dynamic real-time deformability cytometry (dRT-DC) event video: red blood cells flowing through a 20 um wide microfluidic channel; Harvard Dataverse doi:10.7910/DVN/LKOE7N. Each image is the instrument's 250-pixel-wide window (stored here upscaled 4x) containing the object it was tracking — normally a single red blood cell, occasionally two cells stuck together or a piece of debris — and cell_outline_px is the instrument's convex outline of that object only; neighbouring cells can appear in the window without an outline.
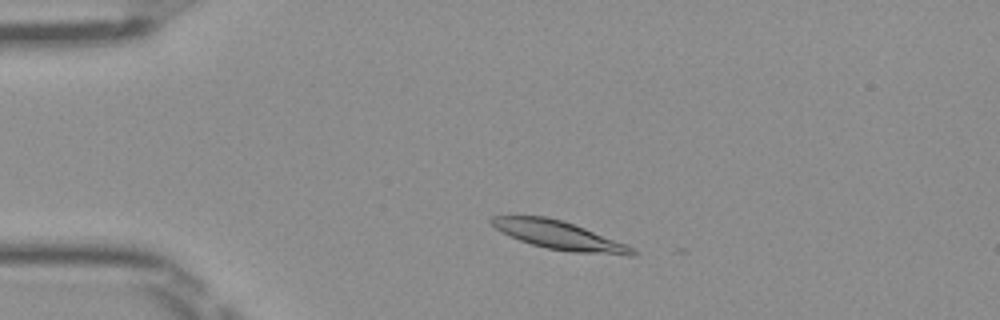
{"species": "Egyptian fruit bat (a non-hibernating species)", "species_latin": "Rousettus aegyptiacus", "temperature_condition": "room temperature", "stored_images_in_passage": 41, "camera_frame_rate_fps": 3000, "um_per_image_px": 0.085, "frame": {"image": 1, "passage_image": 1, "time_ms": 0.0, "image_size_px": [1000, 320], "cell_outline_px": [[636, 256], [628, 256], [572, 252], [548, 248], [532, 244], [520, 240], [496, 228], [488, 220], [492, 216], [544, 216], [564, 220], [624, 244], [632, 248], [636, 252]], "centroid_in_image_um": [47.53, 20.0], "position_along_channel_um": 37.5, "area_um2": 22.89}}
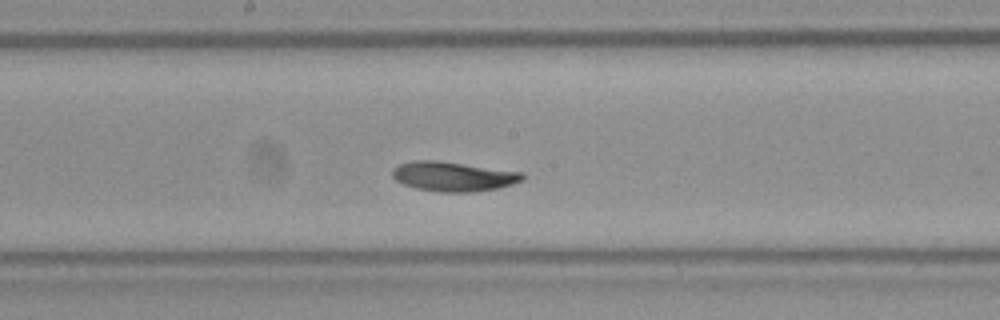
{"frame": {"image": 2, "passage_image": 17, "time_ms": 5.333, "image_size_px": [1000, 320], "cell_outline_px": [[524, 180], [500, 188], [472, 192], [440, 192], [416, 188], [404, 184], [396, 180], [392, 176], [392, 168], [400, 164], [412, 160], [436, 160], [524, 172]], "centroid_in_image_um": [38.54, 14.99], "position_along_channel_um": 209.7, "area_um2": 22.54}}
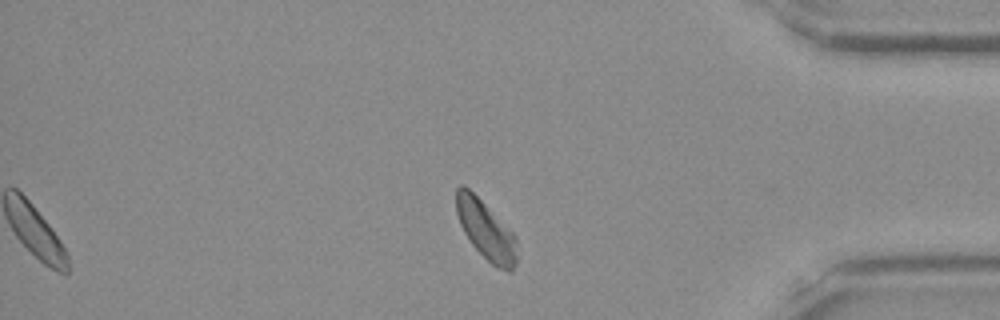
{"frame": {"image": 3, "passage_image": 33, "time_ms": 10.667, "image_size_px": [1000, 320], "cell_outline_px": [[516, 264], [512, 272], [508, 272], [496, 268], [472, 244], [464, 232], [460, 224], [456, 212], [456, 188], [460, 184], [464, 184], [516, 236]], "centroid_in_image_um": [41.29, 19.58], "position_along_channel_um": 393.9, "area_um2": 20.46}, "authors_computed_cell_mechanics": {"area_um2": 21.6172, "velocity_mm_per_s": 3.9549, "shape_relaxation_time_tau1_ms": 2.0405, "shape_relaxation_time_tau2_ms": 3.6713, "deformation_change_tau1": 0.1077, "deformation_change_tau2": 0.0793}}